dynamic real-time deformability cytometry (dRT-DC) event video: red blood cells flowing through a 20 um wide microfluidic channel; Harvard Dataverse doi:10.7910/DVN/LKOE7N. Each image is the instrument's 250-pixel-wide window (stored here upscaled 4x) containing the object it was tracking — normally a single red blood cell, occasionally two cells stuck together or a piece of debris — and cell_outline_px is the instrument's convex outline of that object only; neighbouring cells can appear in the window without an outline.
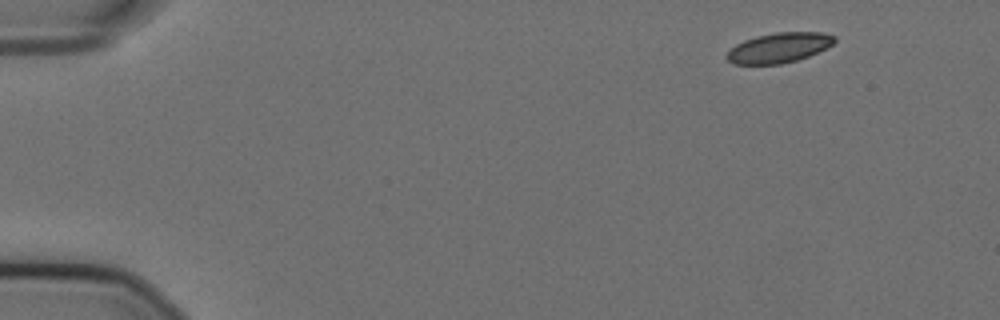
{"species": "Egyptian fruit bat (a non-hibernating species)", "species_latin": "Rousettus aegyptiacus", "temperature_condition": "cold", "stored_images_in_passage": 52, "camera_frame_rate_fps": 3000, "um_per_image_px": 0.085, "animal": {"sex": "female"}, "frame": {"image": 1, "passage_image": 1, "time_ms": 0.0, "image_size_px": [1000, 320], "cell_outline_px": [[836, 40], [828, 48], [808, 56], [796, 60], [780, 64], [732, 64], [724, 56], [736, 44], [744, 40], [756, 36], [776, 32], [824, 32], [836, 36]], "centroid_in_image_um": [66.23, 4.05], "position_along_channel_um": 18.8, "area_um2": 18.9}}
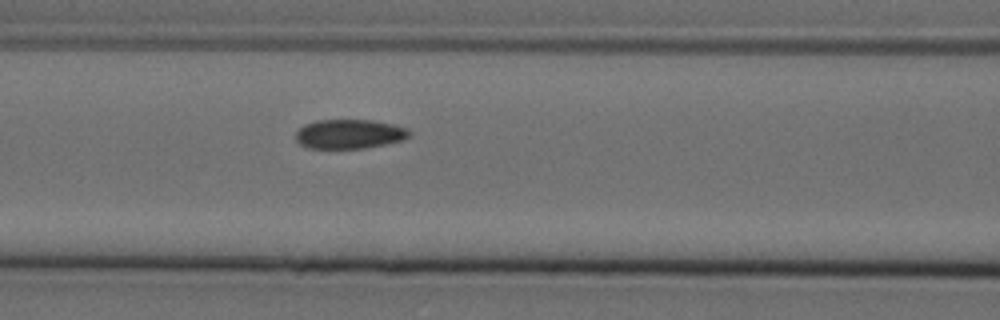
{"frame": {"image": 2, "passage_image": 20, "time_ms": 6.333, "image_size_px": [1000, 320], "cell_outline_px": [[412, 132], [404, 140], [364, 148], [308, 148], [300, 144], [296, 140], [296, 132], [304, 124], [316, 120], [372, 120], [392, 124], [408, 128]], "centroid_in_image_um": [29.7, 11.38], "position_along_channel_um": 136.9, "area_um2": 19.42}}
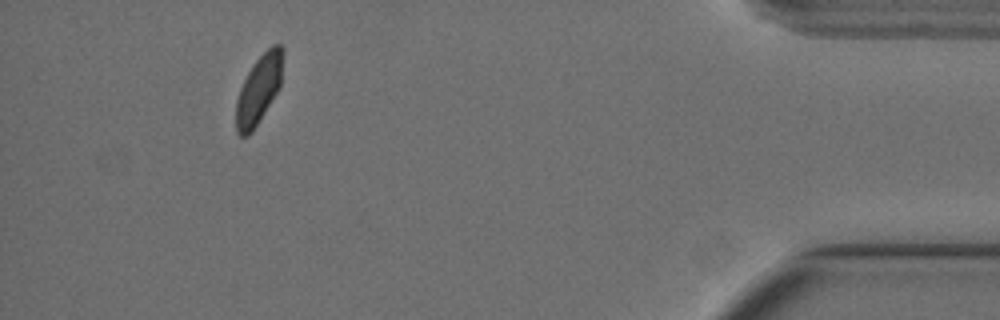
{"frame": {"image": 3, "passage_image": 48, "time_ms": 15.667, "image_size_px": [1000, 320], "cell_outline_px": [[284, 52], [280, 88], [252, 132], [248, 136], [240, 136], [236, 132], [236, 100], [240, 88], [252, 64], [272, 44], [280, 44], [284, 48]], "centroid_in_image_um": [22.01, 7.58], "position_along_channel_um": 413.2, "area_um2": 18.9}, "authors_computed_cell_mechanics": {"area_um2": 20.0277, "velocity_mm_per_s": 3.5616, "shape_relaxation_time_tau1_ms": null, "shape_relaxation_time_tau2_ms": 4.7342, "deformation_change_tau1": null, "deformation_change_tau2": 0.049}}